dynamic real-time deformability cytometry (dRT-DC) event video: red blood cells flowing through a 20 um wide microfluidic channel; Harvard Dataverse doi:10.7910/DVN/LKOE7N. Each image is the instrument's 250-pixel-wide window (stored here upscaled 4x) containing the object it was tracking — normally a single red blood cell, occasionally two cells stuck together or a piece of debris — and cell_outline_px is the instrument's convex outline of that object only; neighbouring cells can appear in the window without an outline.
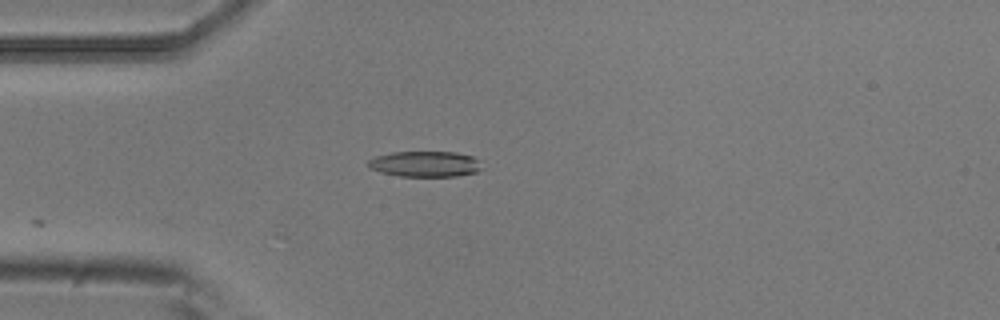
{"species": "common noctule bat (a hibernating species)", "species_latin": "Nyctalus noctula", "temperature_condition": "room temperature", "stored_images_in_passage": 3, "camera_frame_rate_fps": 3000, "um_per_image_px": 0.085, "animal": {"sex": "male", "body_mass_g": 20.5, "forearm_length_mm": 52.5}, "frame": {"image": 1, "passage_image": 3, "time_ms": 0.667, "image_size_px": [1000, 320], "cell_outline_px": [[484, 168], [476, 172], [456, 176], [400, 176], [380, 172], [368, 168], [368, 160], [376, 156], [392, 152], [456, 152], [472, 156], [480, 160]], "centroid_in_image_um": [36.16, 13.94], "position_along_channel_um": 48.8, "area_um2": 17.17}}